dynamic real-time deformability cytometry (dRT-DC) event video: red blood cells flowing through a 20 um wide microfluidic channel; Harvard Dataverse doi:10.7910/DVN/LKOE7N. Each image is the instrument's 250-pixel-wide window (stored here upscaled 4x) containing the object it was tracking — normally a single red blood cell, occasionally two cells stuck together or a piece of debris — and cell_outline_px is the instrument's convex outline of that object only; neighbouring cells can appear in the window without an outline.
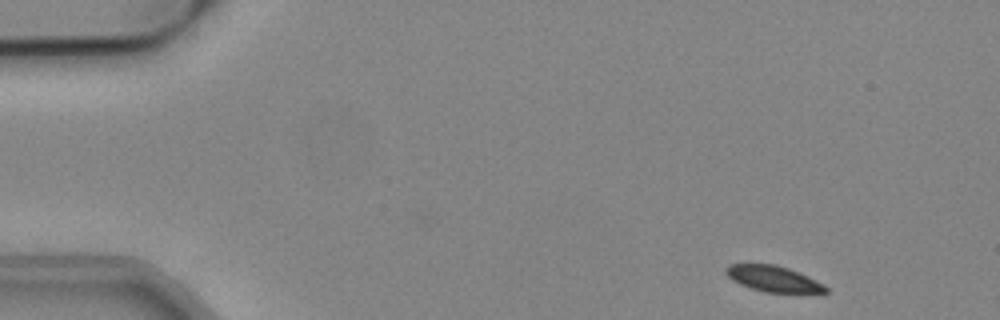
{"species": "common noctule bat (a hibernating species)", "species_latin": "Nyctalus noctula", "temperature_condition": "cold", "stored_images_in_passage": 3, "camera_frame_rate_fps": 3000, "um_per_image_px": 0.085, "animal": {"sex": "male", "body_mass_g": 19.2, "forearm_length_mm": 51.8}, "frame": {"image": 1, "passage_image": 1, "time_ms": 0.0, "image_size_px": [1000, 320], "cell_outline_px": [[828, 292], [764, 292], [740, 284], [732, 280], [724, 272], [724, 268], [728, 264], [776, 264], [788, 268], [816, 280], [828, 288]], "centroid_in_image_um": [65.68, 23.68], "position_along_channel_um": 19.3, "area_um2": 14.85}}